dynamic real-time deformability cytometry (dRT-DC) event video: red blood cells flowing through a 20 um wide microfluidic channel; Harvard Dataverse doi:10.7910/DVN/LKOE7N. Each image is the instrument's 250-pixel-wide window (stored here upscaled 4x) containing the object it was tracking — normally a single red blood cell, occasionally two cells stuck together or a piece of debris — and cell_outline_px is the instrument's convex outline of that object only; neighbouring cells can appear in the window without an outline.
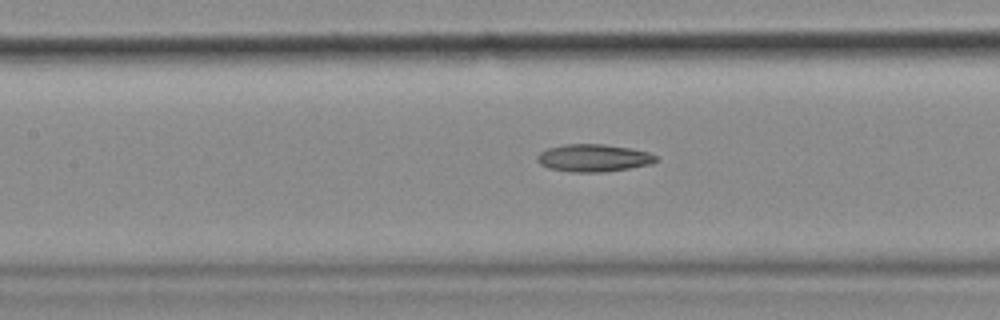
{"species": "common noctule bat (a hibernating species)", "species_latin": "Nyctalus noctula", "temperature_condition": "cold", "stored_images_in_passage": 49, "camera_frame_rate_fps": 3000, "um_per_image_px": 0.085, "animal": {"sex": "female", "body_mass_g": 18.4}, "frame": {"image": 1, "passage_image": 22, "time_ms": 7.0, "image_size_px": [1000, 320], "cell_outline_px": [[656, 160], [652, 164], [604, 172], [572, 172], [548, 168], [540, 164], [536, 160], [536, 156], [540, 152], [548, 148], [564, 144], [604, 144], [632, 148], [648, 152], [656, 156]], "centroid_in_image_um": [50.42, 13.42], "position_along_channel_um": 157.0, "area_um2": 19.07}}